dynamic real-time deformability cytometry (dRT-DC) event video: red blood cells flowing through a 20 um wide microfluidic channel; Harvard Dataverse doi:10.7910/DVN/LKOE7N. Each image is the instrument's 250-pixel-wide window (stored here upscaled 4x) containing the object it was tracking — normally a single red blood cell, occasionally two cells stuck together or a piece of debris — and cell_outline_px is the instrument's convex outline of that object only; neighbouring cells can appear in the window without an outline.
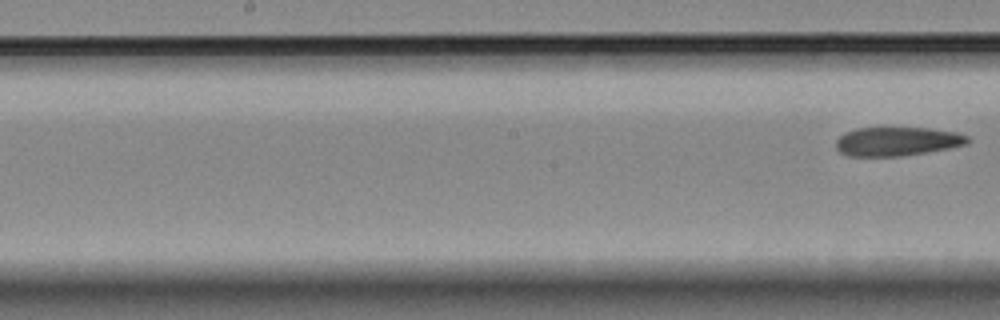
{"species": "Egyptian fruit bat (a non-hibernating species)", "species_latin": "Rousettus aegyptiacus", "temperature_condition": "room temperature", "stored_images_in_passage": 5, "segment_of_instrument_passage": [2, 2], "camera_frame_rate_fps": 3000, "um_per_image_px": 0.085, "animal": {"sex": "female"}, "frame": {"image": 1, "passage_image": 5, "time_ms": 4.667, "image_size_px": [1000, 320], "cell_outline_px": [[972, 140], [968, 144], [952, 148], [900, 156], [848, 156], [840, 152], [836, 148], [836, 140], [840, 136], [856, 128], [928, 128], [956, 132], [968, 136]], "centroid_in_image_um": [76.3, 12.02], "position_along_channel_um": 171.9, "area_um2": 22.2}}